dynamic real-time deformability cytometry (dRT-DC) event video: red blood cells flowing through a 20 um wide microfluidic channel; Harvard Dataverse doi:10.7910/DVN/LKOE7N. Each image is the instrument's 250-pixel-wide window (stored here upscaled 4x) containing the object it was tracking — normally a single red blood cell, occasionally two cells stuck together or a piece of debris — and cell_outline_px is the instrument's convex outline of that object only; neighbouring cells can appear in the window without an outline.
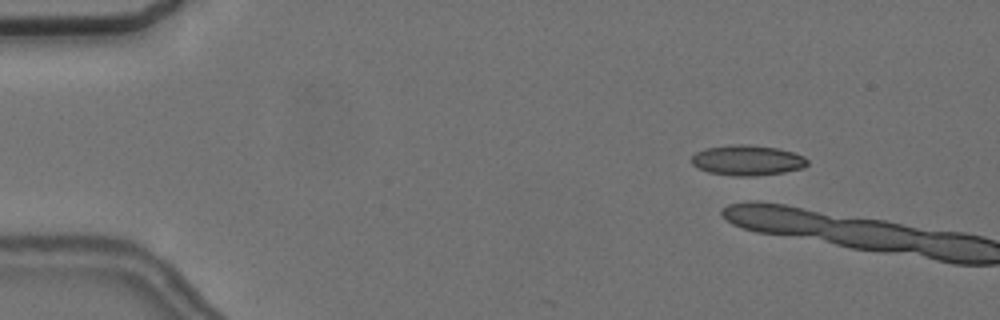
{"species": "common noctule bat (a hibernating species)", "species_latin": "Nyctalus noctula", "temperature_condition": "cold", "stored_images_in_passage": 10, "camera_frame_rate_fps": 3000, "um_per_image_px": 0.085, "animal": {"sex": "female", "body_mass_g": 24.6, "forearm_length_mm": 56.2}, "frame": {"image": 1, "passage_image": 8, "time_ms": 2.333, "image_size_px": [1000, 320], "cell_outline_px": [[808, 164], [804, 168], [784, 172], [756, 176], [732, 176], [708, 172], [692, 164], [692, 156], [696, 152], [704, 148], [732, 144], [744, 144], [776, 148], [792, 152], [804, 156], [808, 160]], "centroid_in_image_um": [63.53, 13.63], "position_along_channel_um": 21.5, "area_um2": 20.52}}